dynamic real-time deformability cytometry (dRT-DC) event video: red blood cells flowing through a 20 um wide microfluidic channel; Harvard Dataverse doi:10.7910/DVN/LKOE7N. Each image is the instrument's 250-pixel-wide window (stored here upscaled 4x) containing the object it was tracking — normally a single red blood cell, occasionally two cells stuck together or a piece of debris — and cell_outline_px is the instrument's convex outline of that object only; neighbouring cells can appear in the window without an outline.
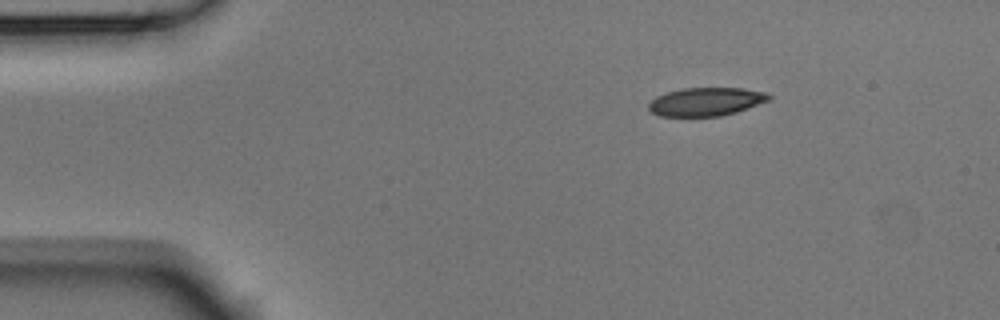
{"species": "Egyptian fruit bat (a non-hibernating species)", "species_latin": "Rousettus aegyptiacus", "temperature_condition": "room temperature", "stored_images_in_passage": 3, "camera_frame_rate_fps": 3000, "um_per_image_px": 0.085, "animal": {"sex": "male"}, "frame": {"image": 1, "passage_image": 1, "time_ms": 0.0, "image_size_px": [1000, 320], "cell_outline_px": [[772, 100], [736, 112], [720, 116], [660, 116], [652, 112], [648, 108], [648, 104], [656, 96], [668, 92], [684, 88], [744, 88], [764, 92], [772, 96]], "centroid_in_image_um": [60.04, 8.64], "position_along_channel_um": 25.0, "area_um2": 19.88}}